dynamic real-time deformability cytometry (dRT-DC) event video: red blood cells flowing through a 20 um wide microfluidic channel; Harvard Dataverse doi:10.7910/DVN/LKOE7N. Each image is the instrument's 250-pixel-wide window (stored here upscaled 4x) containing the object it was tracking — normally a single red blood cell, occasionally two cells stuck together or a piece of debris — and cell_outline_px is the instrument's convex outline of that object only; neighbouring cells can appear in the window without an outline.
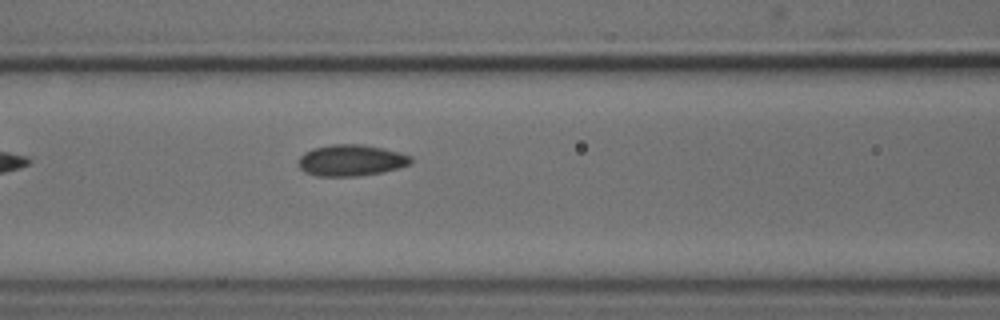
{"species": "common noctule bat (a hibernating species)", "species_latin": "Nyctalus noctula", "temperature_condition": "cold", "stored_images_in_passage": 8, "camera_frame_rate_fps": 3000, "um_per_image_px": 0.085, "animal": {"sex": "male", "body_mass_g": 18.8}, "frame": {"image": 1, "passage_image": 8, "time_ms": 8.0, "image_size_px": [1000, 320], "cell_outline_px": [[412, 164], [400, 168], [360, 176], [316, 176], [304, 172], [300, 168], [296, 160], [304, 152], [312, 148], [332, 144], [360, 144], [400, 152], [412, 156]], "centroid_in_image_um": [29.82, 13.63], "position_along_channel_um": 136.8, "area_um2": 20.75}}